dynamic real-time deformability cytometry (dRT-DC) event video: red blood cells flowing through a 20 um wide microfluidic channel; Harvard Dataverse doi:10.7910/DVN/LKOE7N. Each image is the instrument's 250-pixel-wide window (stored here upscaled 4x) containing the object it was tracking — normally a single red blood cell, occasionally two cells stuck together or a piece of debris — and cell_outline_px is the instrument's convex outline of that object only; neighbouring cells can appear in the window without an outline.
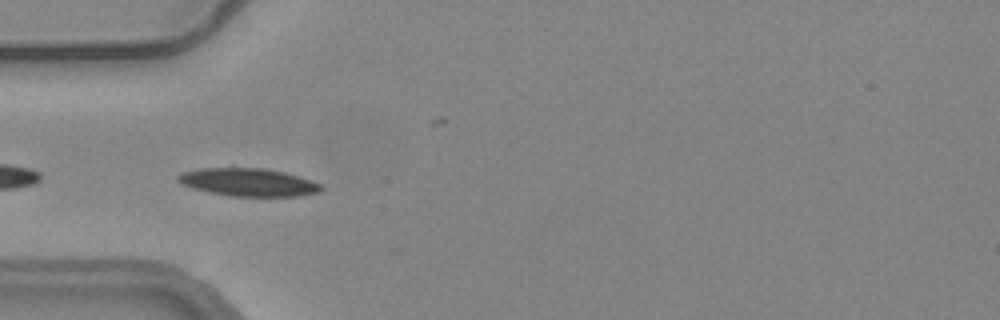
{"species": "common noctule bat (a hibernating species)", "species_latin": "Nyctalus noctula", "temperature_condition": "warm", "stored_images_in_passage": 4, "camera_frame_rate_fps": 3000, "um_per_image_px": 0.085, "animal": {"sex": "female", "body_mass_g": 24.6, "forearm_length_mm": 56.2}, "frame": {"image": 1, "passage_image": 2, "time_ms": 0.333, "image_size_px": [1000, 320], "cell_outline_px": [[324, 188], [320, 192], [296, 196], [232, 196], [208, 192], [192, 188], [180, 184], [176, 180], [176, 176], [184, 172], [200, 168], [232, 164], [264, 168], [284, 172], [312, 180], [320, 184]], "centroid_in_image_um": [21.04, 15.44], "position_along_channel_um": 64.0, "area_um2": 24.22}}